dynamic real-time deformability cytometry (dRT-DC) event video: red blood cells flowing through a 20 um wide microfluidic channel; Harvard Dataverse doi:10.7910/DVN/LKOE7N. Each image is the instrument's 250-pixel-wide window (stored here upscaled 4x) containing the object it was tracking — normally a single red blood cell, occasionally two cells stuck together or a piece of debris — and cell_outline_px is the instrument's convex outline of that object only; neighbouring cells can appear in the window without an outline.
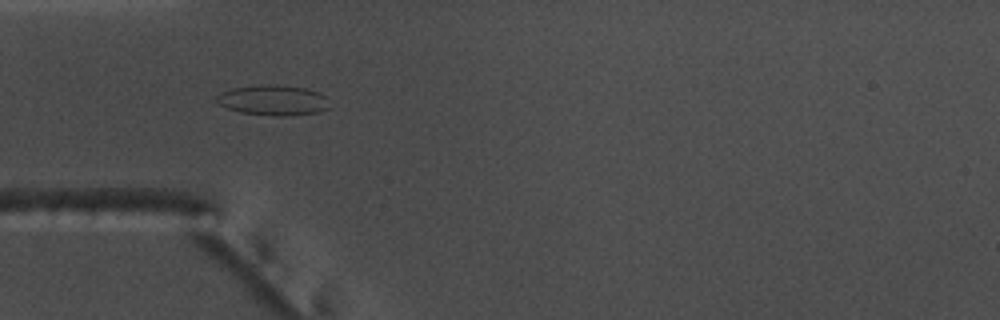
{"species": "common noctule bat (a hibernating species)", "species_latin": "Nyctalus noctula", "temperature_condition": "warm", "stored_images_in_passage": 53, "camera_frame_rate_fps": 3000, "um_per_image_px": 0.085, "animal": {"sex": "male", "body_mass_g": 17.5, "forearm_length_mm": 52.3}, "frame": {"image": 1, "passage_image": 15, "time_ms": 4.667, "image_size_px": [1000, 320], "cell_outline_px": [[332, 108], [320, 112], [292, 116], [272, 116], [240, 112], [228, 108], [220, 104], [216, 100], [216, 96], [220, 92], [232, 88], [264, 84], [276, 84], [304, 88], [320, 92], [324, 96]], "centroid_in_image_um": [23.25, 8.52], "position_along_channel_um": 61.7, "area_um2": 20.23}}
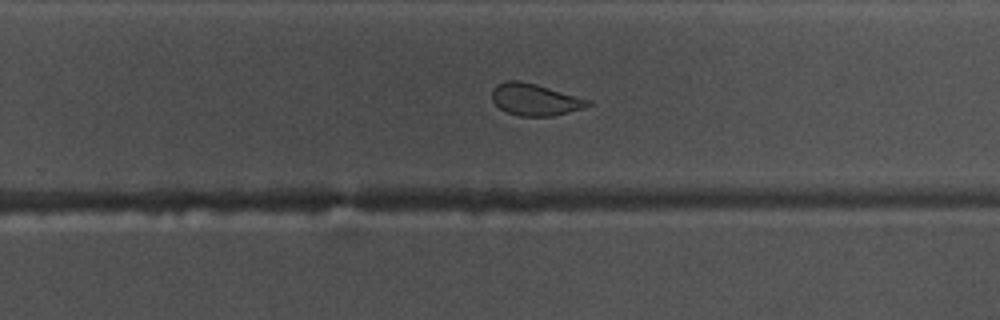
{"frame": {"image": 2, "passage_image": 33, "time_ms": 10.667, "image_size_px": [1000, 320], "cell_outline_px": [[592, 104], [584, 108], [552, 116], [520, 116], [508, 112], [500, 108], [492, 100], [492, 88], [496, 84], [508, 80], [520, 80], [536, 84], [592, 100]], "centroid_in_image_um": [45.48, 8.45], "position_along_channel_um": 284.3, "area_um2": 17.86}}
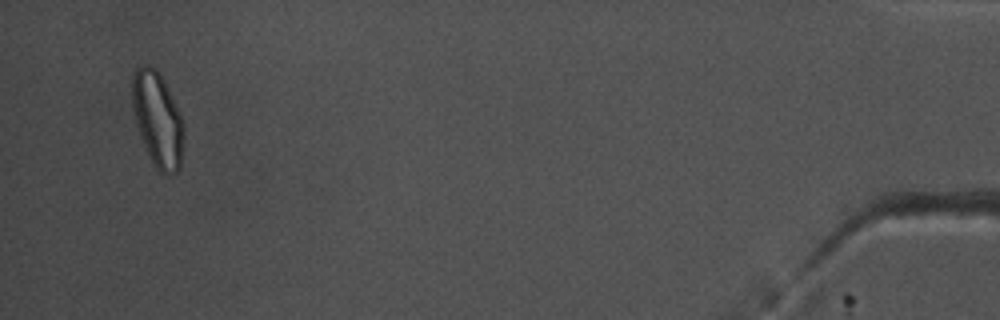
{"frame": {"image": 3, "passage_image": 51, "time_ms": 16.667, "image_size_px": [1000, 320], "cell_outline_px": [[184, 140], [180, 168], [172, 176], [164, 176], [152, 164], [140, 132], [136, 120], [132, 104], [132, 72], [140, 64], [148, 64], [156, 68], [164, 80], [184, 124]], "centroid_in_image_um": [13.41, 10.16], "position_along_channel_um": 421.8, "area_um2": 28.55}, "authors_computed_cell_mechanics": {"area_um2": 20.23, "velocity_mm_per_s": 3.73, "shape_relaxation_time_tau1_ms": null, "shape_relaxation_time_tau2_ms": 1.0322, "deformation_change_tau1": null, "deformation_change_tau2": 0.0677}}